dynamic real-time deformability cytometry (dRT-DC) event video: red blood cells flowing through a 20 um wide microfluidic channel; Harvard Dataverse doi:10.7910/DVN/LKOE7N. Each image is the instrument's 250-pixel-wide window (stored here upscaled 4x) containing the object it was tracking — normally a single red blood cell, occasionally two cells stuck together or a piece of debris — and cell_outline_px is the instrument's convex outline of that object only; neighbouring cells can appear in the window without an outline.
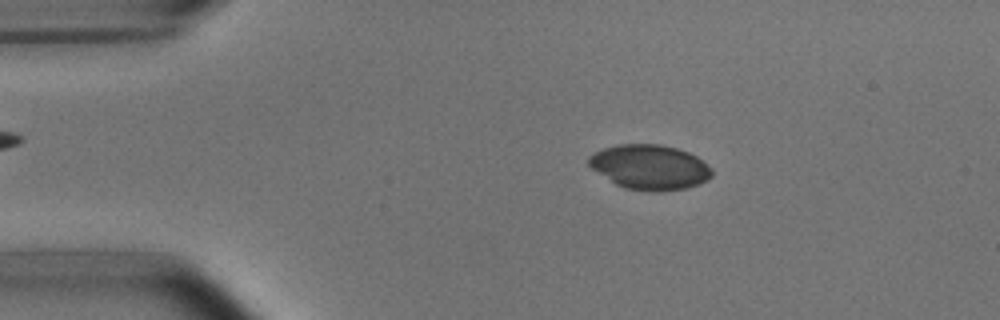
{"species": "common noctule bat (a hibernating species)", "species_latin": "Nyctalus noctula", "temperature_condition": "room temperature", "stored_images_in_passage": 4, "camera_frame_rate_fps": 3000, "um_per_image_px": 0.085, "animal": {"sex": "male", "body_mass_g": 15.6}, "frame": {"image": 1, "passage_image": 2, "time_ms": 1.0, "image_size_px": [1000, 320], "cell_outline_px": [[712, 176], [708, 180], [700, 184], [688, 188], [660, 192], [652, 192], [624, 188], [616, 184], [592, 168], [588, 164], [588, 156], [592, 152], [616, 144], [660, 144], [676, 148], [688, 152], [696, 156], [712, 168]], "centroid_in_image_um": [55.24, 14.21], "position_along_channel_um": 29.8, "area_um2": 32.43}}